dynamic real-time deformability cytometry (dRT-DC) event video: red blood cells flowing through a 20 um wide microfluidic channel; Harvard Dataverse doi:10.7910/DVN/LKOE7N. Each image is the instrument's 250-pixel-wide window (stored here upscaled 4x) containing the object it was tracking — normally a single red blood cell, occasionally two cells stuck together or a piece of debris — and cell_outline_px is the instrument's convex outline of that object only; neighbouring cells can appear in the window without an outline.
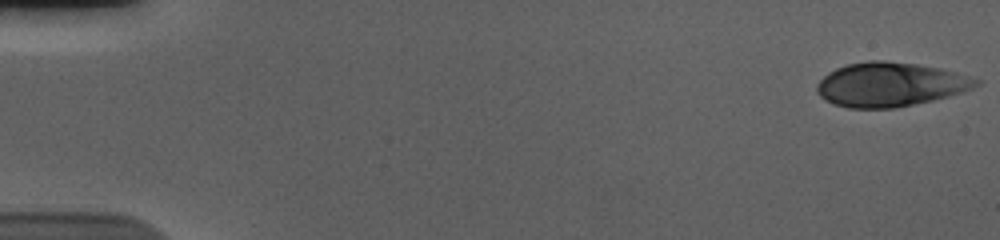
{"species": "human", "species_latin": "Homo sapiens", "temperature_condition": "cold", "stored_images_in_passage": 56, "camera_frame_rate_fps": 3000, "um_per_image_px": 0.085, "donor": {"sex": "male"}, "frame": {"image": 1, "passage_image": 1, "time_ms": 0.0, "image_size_px": [1000, 240], "cell_outline_px": [[980, 84], [964, 92], [932, 100], [892, 108], [848, 108], [832, 104], [824, 100], [816, 92], [816, 84], [828, 72], [836, 68], [848, 64], [868, 60], [884, 60], [916, 64], [940, 68], [968, 76], [980, 80]], "centroid_in_image_um": [75.62, 7.18], "position_along_channel_um": 9.4, "area_um2": 40.92}}
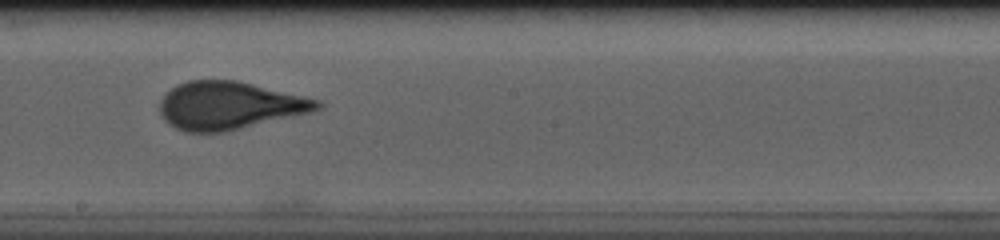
{"frame": {"image": 2, "passage_image": 32, "time_ms": 10.333, "image_size_px": [1000, 240], "cell_outline_px": [[324, 108], [312, 112], [224, 132], [184, 132], [168, 124], [164, 120], [160, 112], [160, 100], [176, 84], [188, 80], [236, 80], [304, 96], [320, 100], [324, 104]], "centroid_in_image_um": [19.51, 8.97], "position_along_channel_um": 228.7, "area_um2": 43.93}}
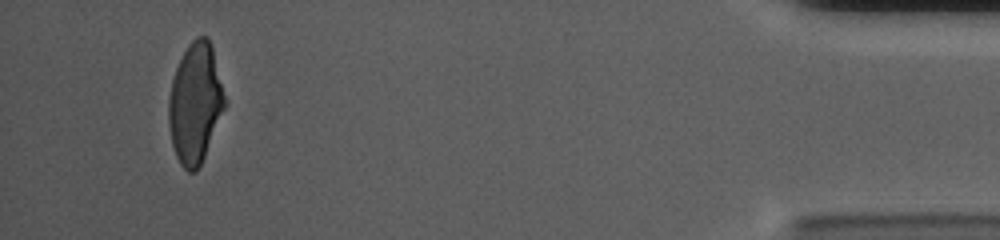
{"frame": {"image": 3, "passage_image": 53, "time_ms": 17.333, "image_size_px": [1000, 240], "cell_outline_px": [[224, 108], [204, 156], [196, 172], [188, 172], [180, 164], [176, 156], [172, 144], [168, 124], [168, 100], [172, 80], [176, 68], [188, 44], [196, 36], [208, 36], [212, 44], [224, 96]], "centroid_in_image_um": [16.56, 8.75], "position_along_channel_um": 418.6, "area_um2": 38.78}, "authors_computed_cell_mechanics": {"area_um2": 42.3385, "velocity_mm_per_s": 3.6878, "shape_relaxation_time_tau1_ms": 6.0925, "shape_relaxation_time_tau2_ms": null, "deformation_change_tau1": 0.1976, "deformation_change_tau2": null}}